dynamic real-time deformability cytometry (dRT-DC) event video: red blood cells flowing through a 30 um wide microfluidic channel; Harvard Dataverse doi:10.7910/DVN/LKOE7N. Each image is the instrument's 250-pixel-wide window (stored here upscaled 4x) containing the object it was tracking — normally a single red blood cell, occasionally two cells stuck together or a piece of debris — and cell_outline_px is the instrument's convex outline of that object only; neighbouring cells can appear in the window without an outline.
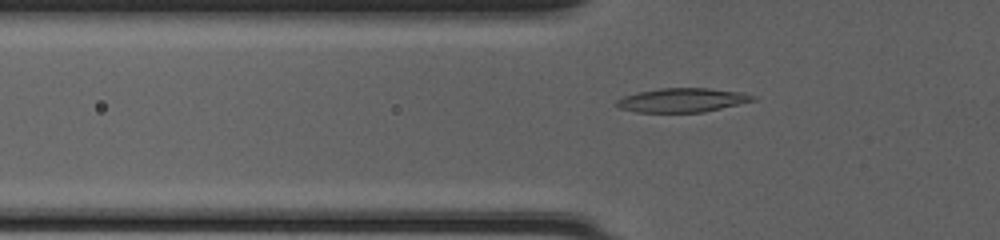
{"species": "common noctule bat (a hibernating species)", "species_latin": "Nyctalus noctula", "temperature_condition": "cold", "stored_images_in_passage": 36, "camera_frame_rate_fps": 3000, "um_per_image_px": 0.085, "animal": {"sex": "female", "body_mass_g": 20.0, "forearm_length_mm": 54.0}, "frame": {"image": 1, "passage_image": 5, "time_ms": 1.333, "image_size_px": [1000, 240], "cell_outline_px": [[756, 100], [704, 112], [636, 112], [620, 108], [616, 104], [616, 100], [624, 96], [636, 92], [660, 88], [708, 88], [744, 92], [756, 96]], "centroid_in_image_um": [58.01, 8.5], "position_along_channel_um": 67.8, "area_um2": 19.13}}
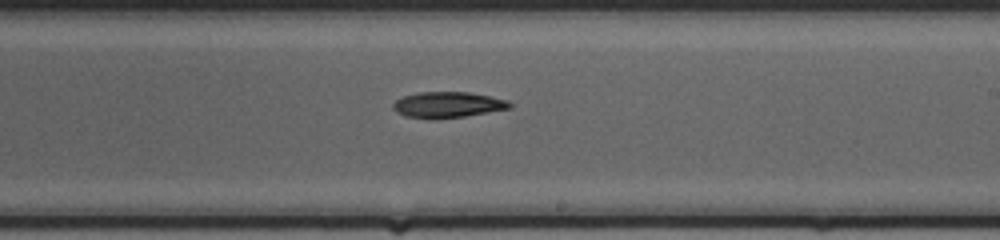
{"frame": {"image": 2, "passage_image": 18, "time_ms": 5.667, "image_size_px": [1000, 240], "cell_outline_px": [[512, 108], [464, 116], [436, 120], [404, 116], [396, 112], [392, 108], [392, 104], [396, 100], [404, 96], [420, 92], [468, 92], [508, 100], [512, 104]], "centroid_in_image_um": [38.03, 8.92], "position_along_channel_um": 251.0, "area_um2": 17.69}}
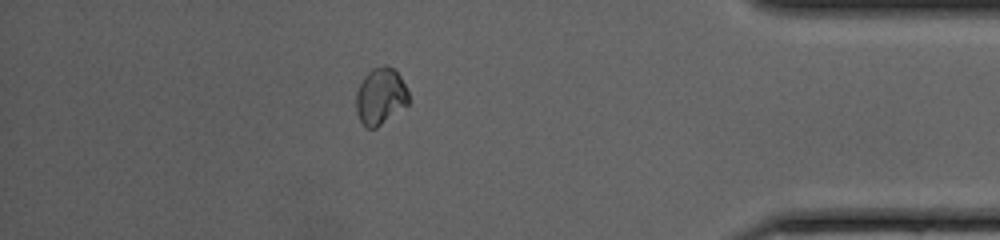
{"frame": {"image": 3, "passage_image": 31, "time_ms": 10.0, "image_size_px": [1000, 240], "cell_outline_px": [[408, 104], [376, 128], [368, 128], [360, 120], [356, 112], [356, 92], [364, 76], [372, 68], [384, 64], [392, 68], [400, 76], [408, 92]], "centroid_in_image_um": [32.32, 8.17], "position_along_channel_um": 402.9, "area_um2": 17.17}}